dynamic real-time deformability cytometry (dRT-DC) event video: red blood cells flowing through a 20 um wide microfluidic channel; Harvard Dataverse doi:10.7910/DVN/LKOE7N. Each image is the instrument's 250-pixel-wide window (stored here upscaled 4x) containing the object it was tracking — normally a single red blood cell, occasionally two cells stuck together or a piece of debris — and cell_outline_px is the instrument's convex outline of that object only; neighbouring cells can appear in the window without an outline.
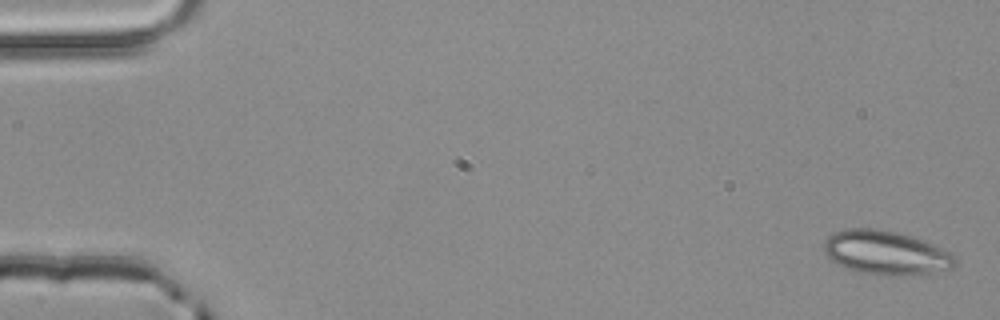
{"species": "common noctule bat (a hibernating species)", "species_latin": "Nyctalus noctula", "temperature_condition": "room temperature", "stored_images_in_passage": 4, "camera_frame_rate_fps": 3000, "um_per_image_px": 0.085, "animal": {"sex": "male", "body_mass_g": 20.4}, "frame": {"image": 1, "passage_image": 4, "time_ms": 1.0, "image_size_px": [1000, 320], "cell_outline_px": [[956, 264], [952, 268], [928, 272], [900, 276], [888, 276], [860, 272], [840, 264], [832, 260], [824, 252], [824, 240], [828, 236], [844, 228], [876, 228], [896, 232], [912, 236], [924, 240], [952, 252], [956, 256]], "centroid_in_image_um": [75.32, 21.46], "position_along_channel_um": 9.7, "area_um2": 33.52}}